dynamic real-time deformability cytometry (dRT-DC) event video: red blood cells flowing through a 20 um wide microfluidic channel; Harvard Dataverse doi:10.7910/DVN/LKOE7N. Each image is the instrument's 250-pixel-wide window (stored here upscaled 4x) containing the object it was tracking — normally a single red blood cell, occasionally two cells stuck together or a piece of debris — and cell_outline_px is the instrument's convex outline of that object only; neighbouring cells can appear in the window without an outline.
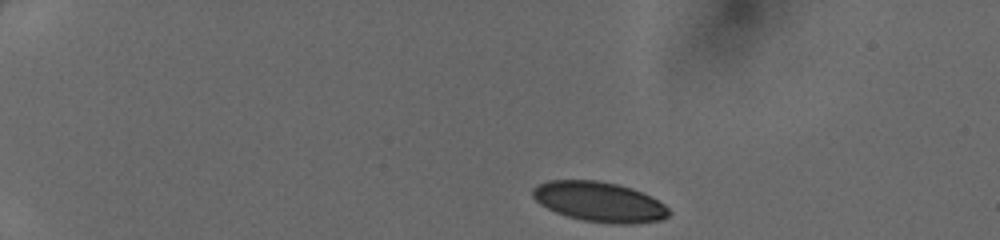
{"species": "human", "species_latin": "Homo sapiens", "temperature_condition": "cold", "stored_images_in_passage": 39, "camera_frame_rate_fps": 3000, "um_per_image_px": 0.085, "donor": {"sex": "female"}, "frame": {"image": 1, "passage_image": 1, "time_ms": 0.0, "image_size_px": [1000, 240], "cell_outline_px": [[672, 212], [668, 216], [660, 220], [628, 224], [616, 224], [584, 220], [568, 216], [556, 212], [540, 204], [532, 196], [532, 188], [536, 184], [548, 180], [596, 180], [616, 184], [632, 188], [664, 204]], "centroid_in_image_um": [50.91, 17.14], "position_along_channel_um": 34.1, "area_um2": 31.5}}
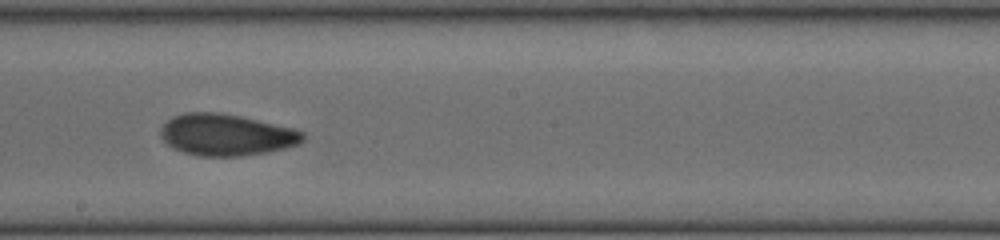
{"frame": {"image": 2, "passage_image": 21, "time_ms": 6.667, "image_size_px": [1000, 240], "cell_outline_px": [[304, 140], [296, 144], [284, 148], [268, 152], [240, 156], [200, 156], [184, 152], [172, 148], [160, 136], [160, 128], [172, 116], [184, 112], [216, 112], [240, 116], [296, 128], [304, 132]], "centroid_in_image_um": [19.23, 11.45], "position_along_channel_um": 229.0, "area_um2": 34.56}}
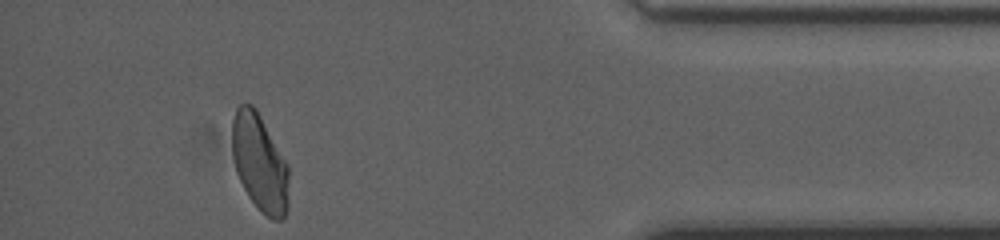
{"frame": {"image": 3, "passage_image": 36, "time_ms": 11.667, "image_size_px": [1000, 240], "cell_outline_px": [[288, 208], [284, 216], [280, 220], [272, 220], [248, 196], [236, 172], [232, 152], [232, 120], [236, 108], [240, 104], [252, 104], [256, 108], [288, 164]], "centroid_in_image_um": [22.07, 13.8], "position_along_channel_um": 413.1, "area_um2": 31.96}}